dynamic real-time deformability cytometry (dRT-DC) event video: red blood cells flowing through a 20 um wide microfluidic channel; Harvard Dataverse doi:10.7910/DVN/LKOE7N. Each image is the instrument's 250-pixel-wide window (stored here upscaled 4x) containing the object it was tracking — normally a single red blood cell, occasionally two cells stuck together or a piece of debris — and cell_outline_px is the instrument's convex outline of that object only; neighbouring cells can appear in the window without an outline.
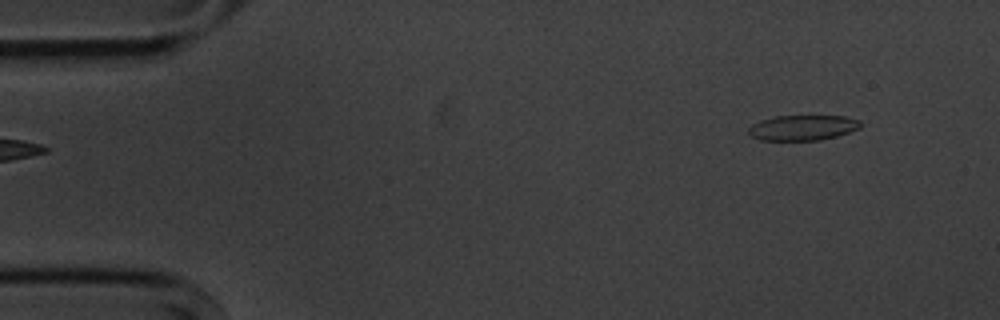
{"species": "common noctule bat (a hibernating species)", "species_latin": "Nyctalus noctula", "temperature_condition": "cold", "stored_images_in_passage": 6, "segment_of_instrument_passage": [2, 2], "camera_frame_rate_fps": 3000, "um_per_image_px": 0.085, "animal": {"sex": "male", "body_mass_g": 20.1, "forearm_length_mm": 53.5}, "frame": {"image": 1, "passage_image": 6, "time_ms": 5.667, "image_size_px": [1000, 320], "cell_outline_px": [[860, 128], [836, 136], [820, 140], [760, 140], [752, 136], [748, 132], [748, 128], [752, 124], [760, 120], [776, 116], [844, 116], [860, 120]], "centroid_in_image_um": [68.21, 10.85], "position_along_channel_um": 16.8, "area_um2": 16.42}}